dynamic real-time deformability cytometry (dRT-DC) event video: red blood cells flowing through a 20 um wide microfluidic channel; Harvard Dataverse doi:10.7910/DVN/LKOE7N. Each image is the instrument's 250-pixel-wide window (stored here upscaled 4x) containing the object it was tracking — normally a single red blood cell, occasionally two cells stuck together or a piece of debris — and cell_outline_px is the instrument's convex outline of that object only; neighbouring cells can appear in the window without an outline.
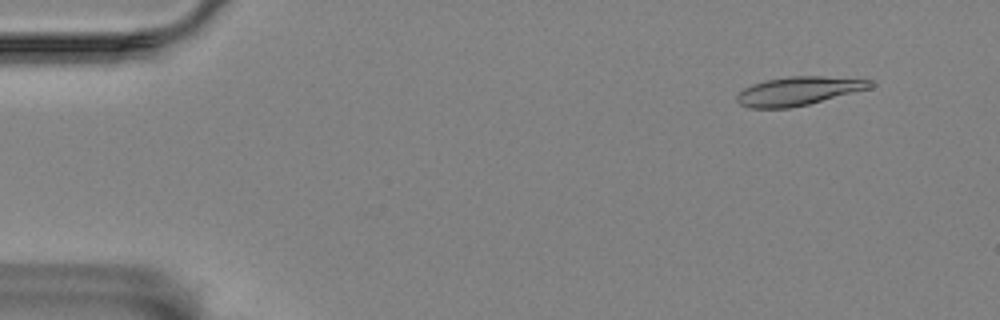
{"species": "Egyptian fruit bat (a non-hibernating species)", "species_latin": "Rousettus aegyptiacus", "temperature_condition": "room temperature", "stored_images_in_passage": 20, "camera_frame_rate_fps": 3000, "um_per_image_px": 0.085, "animal": {"sex": "female"}, "frame": {"image": 1, "passage_image": 5, "time_ms": 1.333, "image_size_px": [1000, 320], "cell_outline_px": [[876, 84], [872, 88], [808, 104], [788, 108], [748, 108], [740, 104], [736, 100], [736, 96], [744, 88], [752, 84], [764, 80], [788, 76], [824, 76], [876, 80]], "centroid_in_image_um": [67.91, 7.72], "position_along_channel_um": 17.1, "area_um2": 22.48}}
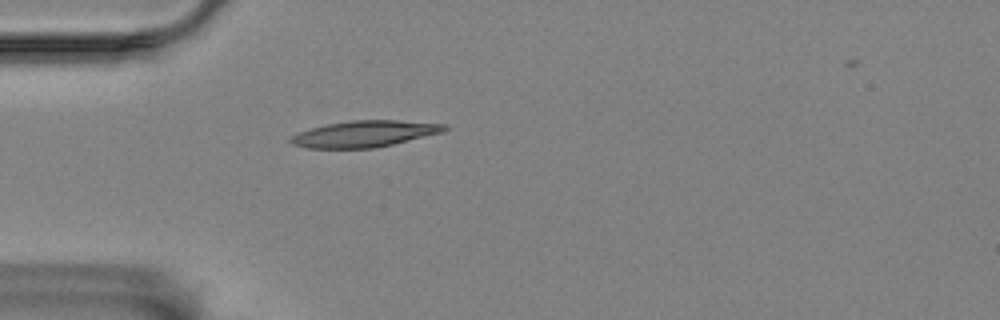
{"frame": {"image": 2, "passage_image": 16, "time_ms": 5.0, "image_size_px": [1000, 320], "cell_outline_px": [[448, 128], [444, 132], [376, 148], [308, 148], [292, 144], [288, 140], [296, 132], [328, 124], [352, 120], [400, 120], [448, 124]], "centroid_in_image_um": [31.01, 11.37], "position_along_channel_um": 54.0, "area_um2": 23.7}}